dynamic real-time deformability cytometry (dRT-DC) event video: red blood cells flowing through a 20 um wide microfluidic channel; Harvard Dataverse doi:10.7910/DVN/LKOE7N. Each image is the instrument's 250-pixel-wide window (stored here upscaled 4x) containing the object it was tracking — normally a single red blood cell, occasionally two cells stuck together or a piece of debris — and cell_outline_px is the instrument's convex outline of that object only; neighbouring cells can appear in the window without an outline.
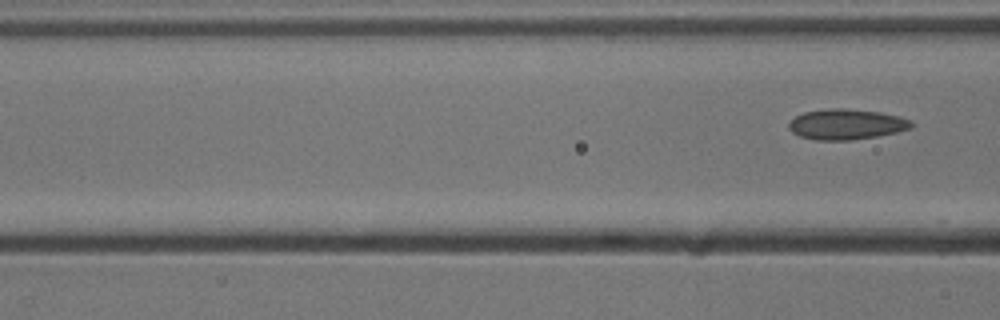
{"species": "common noctule bat (a hibernating species)", "species_latin": "Nyctalus noctula", "temperature_condition": "cold", "stored_images_in_passage": 4, "camera_frame_rate_fps": 3000, "um_per_image_px": 0.085, "animal": {"sex": "male", "body_mass_g": 13.3}, "frame": {"image": 1, "passage_image": 4, "time_ms": 1.0, "image_size_px": [1000, 320], "cell_outline_px": [[912, 128], [896, 132], [876, 136], [852, 140], [812, 140], [800, 136], [792, 132], [788, 128], [788, 124], [796, 116], [804, 112], [828, 108], [844, 108], [880, 112], [900, 116], [912, 120]], "centroid_in_image_um": [71.94, 10.56], "position_along_channel_um": 94.7, "area_um2": 21.85}}